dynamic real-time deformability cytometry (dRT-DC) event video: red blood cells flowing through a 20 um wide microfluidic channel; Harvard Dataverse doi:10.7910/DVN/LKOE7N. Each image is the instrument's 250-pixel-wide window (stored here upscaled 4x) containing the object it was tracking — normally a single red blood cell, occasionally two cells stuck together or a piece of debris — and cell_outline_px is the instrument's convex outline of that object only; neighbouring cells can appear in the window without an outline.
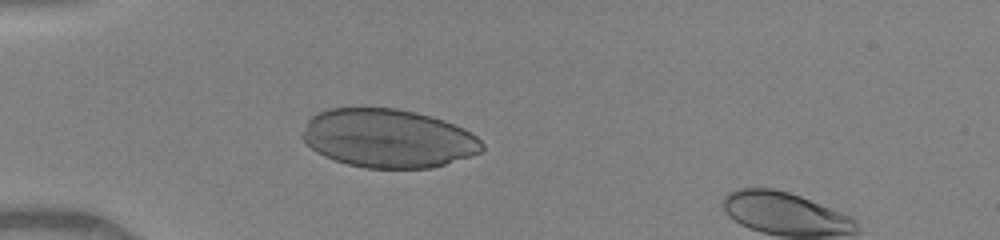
{"species": "human", "species_latin": "Homo sapiens", "temperature_condition": "warm", "stored_images_in_passage": 29, "camera_frame_rate_fps": 3000, "um_per_image_px": 0.085, "donor": {"sex": "female"}, "frame": {"image": 1, "passage_image": 2, "time_ms": 0.333, "image_size_px": [1000, 240], "cell_outline_px": [[484, 148], [480, 152], [472, 156], [432, 168], [364, 168], [348, 164], [324, 156], [316, 152], [300, 136], [308, 120], [316, 112], [328, 108], [396, 108], [416, 112], [444, 120], [464, 128], [472, 132], [484, 144]], "centroid_in_image_um": [33.0, 11.76], "position_along_channel_um": 52.0, "area_um2": 61.61}}
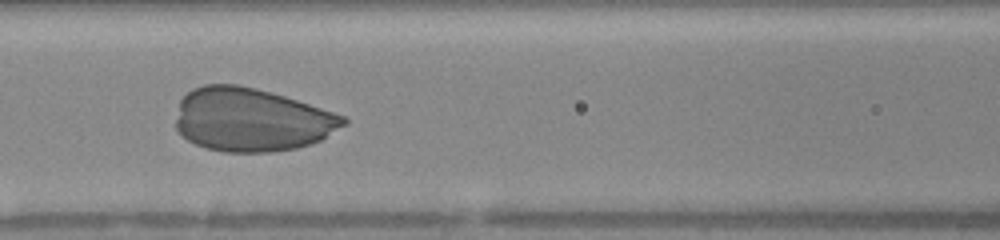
{"frame": {"image": 2, "passage_image": 10, "time_ms": 3.0, "image_size_px": [1000, 240], "cell_outline_px": [[348, 124], [320, 140], [296, 148], [272, 152], [224, 152], [204, 148], [188, 140], [176, 128], [176, 120], [180, 100], [192, 88], [204, 84], [236, 84], [256, 88], [272, 92], [344, 116], [348, 120]], "centroid_in_image_um": [21.36, 10.18], "position_along_channel_um": 145.2, "area_um2": 61.79}}
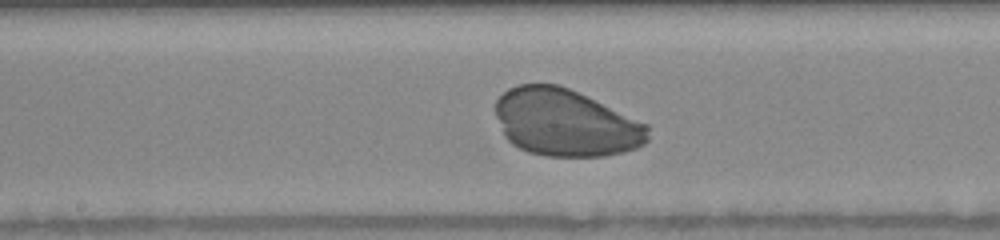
{"frame": {"image": 3, "passage_image": 14, "time_ms": 4.333, "image_size_px": [1000, 240], "cell_outline_px": [[648, 140], [644, 144], [636, 148], [624, 152], [604, 156], [544, 156], [528, 152], [512, 144], [504, 136], [496, 116], [496, 100], [508, 88], [516, 84], [556, 84], [568, 88], [648, 124]], "centroid_in_image_um": [48.06, 10.44], "position_along_channel_um": 200.1, "area_um2": 59.59}}